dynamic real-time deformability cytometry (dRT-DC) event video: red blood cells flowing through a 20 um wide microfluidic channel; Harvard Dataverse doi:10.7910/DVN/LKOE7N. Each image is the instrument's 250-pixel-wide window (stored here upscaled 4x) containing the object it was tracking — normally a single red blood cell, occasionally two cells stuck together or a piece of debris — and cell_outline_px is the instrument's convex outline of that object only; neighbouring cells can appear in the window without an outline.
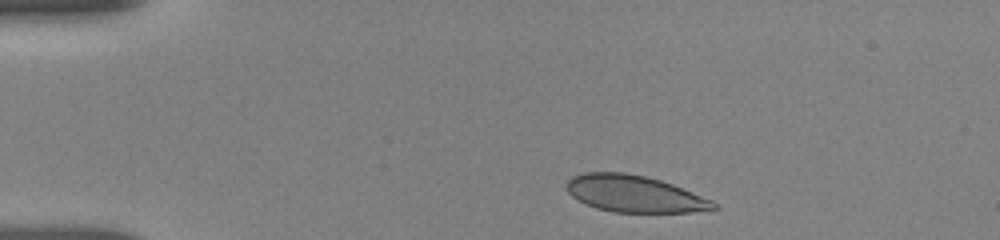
{"species": "human", "species_latin": "Homo sapiens", "temperature_condition": "room temperature", "stored_images_in_passage": 3, "camera_frame_rate_fps": 3000, "um_per_image_px": 0.085, "donor": {"sex": "female"}, "frame": {"image": 1, "passage_image": 1, "time_ms": 0.0, "image_size_px": [1000, 240], "cell_outline_px": [[720, 208], [712, 212], [612, 212], [596, 208], [572, 196], [568, 192], [564, 184], [572, 176], [584, 172], [624, 172], [644, 176], [660, 180], [672, 184], [712, 200]], "centroid_in_image_um": [53.96, 16.48], "position_along_channel_um": 31.0, "area_um2": 31.67}}